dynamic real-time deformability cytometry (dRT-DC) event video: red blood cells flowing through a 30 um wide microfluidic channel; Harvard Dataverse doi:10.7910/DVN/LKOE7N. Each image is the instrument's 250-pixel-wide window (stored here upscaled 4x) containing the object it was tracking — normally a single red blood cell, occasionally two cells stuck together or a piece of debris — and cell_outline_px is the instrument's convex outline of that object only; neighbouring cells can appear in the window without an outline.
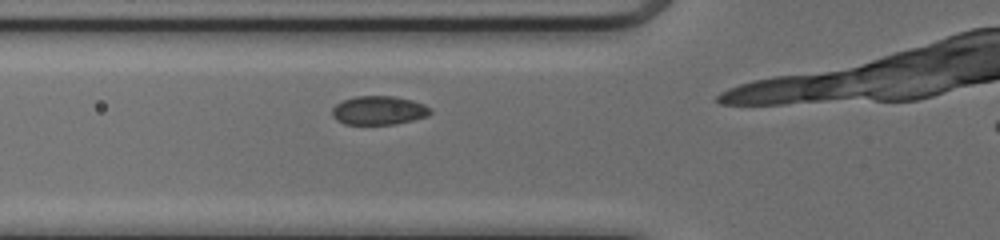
{"species": "common noctule bat (a hibernating species)", "species_latin": "Nyctalus noctula", "temperature_condition": "cold", "stored_images_in_passage": 5, "camera_frame_rate_fps": 3000, "um_per_image_px": 0.085, "animal": {"sex": "female", "body_mass_g": 17.0, "forearm_length_mm": 48.0}, "frame": {"image": 1, "passage_image": 2, "time_ms": 0.333, "image_size_px": [1000, 240], "cell_outline_px": [[432, 112], [428, 116], [396, 124], [344, 124], [336, 120], [332, 116], [332, 108], [336, 104], [344, 100], [356, 96], [392, 96], [412, 100], [424, 104], [432, 108]], "centroid_in_image_um": [32.21, 9.38], "position_along_channel_um": 93.6, "area_um2": 16.53}}